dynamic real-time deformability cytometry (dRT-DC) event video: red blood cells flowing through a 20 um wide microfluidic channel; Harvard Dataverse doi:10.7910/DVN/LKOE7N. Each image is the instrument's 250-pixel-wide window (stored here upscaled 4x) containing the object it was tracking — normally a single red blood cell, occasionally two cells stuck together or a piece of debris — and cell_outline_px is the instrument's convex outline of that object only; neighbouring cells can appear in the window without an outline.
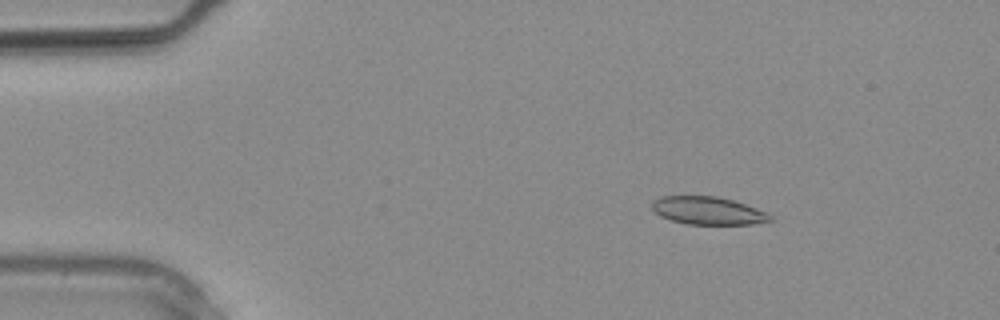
{"species": "common noctule bat (a hibernating species)", "species_latin": "Nyctalus noctula", "temperature_condition": "warm", "stored_images_in_passage": 11, "camera_frame_rate_fps": 3000, "um_per_image_px": 0.085, "animal": {"sex": "male", "body_mass_g": 20.4}, "frame": {"image": 1, "passage_image": 5, "time_ms": 1.333, "image_size_px": [1000, 320], "cell_outline_px": [[772, 220], [752, 224], [688, 224], [672, 220], [660, 216], [652, 208], [652, 200], [660, 196], [716, 196], [732, 200], [756, 208], [772, 216]], "centroid_in_image_um": [60.14, 17.9], "position_along_channel_um": 24.9, "area_um2": 18.96}}